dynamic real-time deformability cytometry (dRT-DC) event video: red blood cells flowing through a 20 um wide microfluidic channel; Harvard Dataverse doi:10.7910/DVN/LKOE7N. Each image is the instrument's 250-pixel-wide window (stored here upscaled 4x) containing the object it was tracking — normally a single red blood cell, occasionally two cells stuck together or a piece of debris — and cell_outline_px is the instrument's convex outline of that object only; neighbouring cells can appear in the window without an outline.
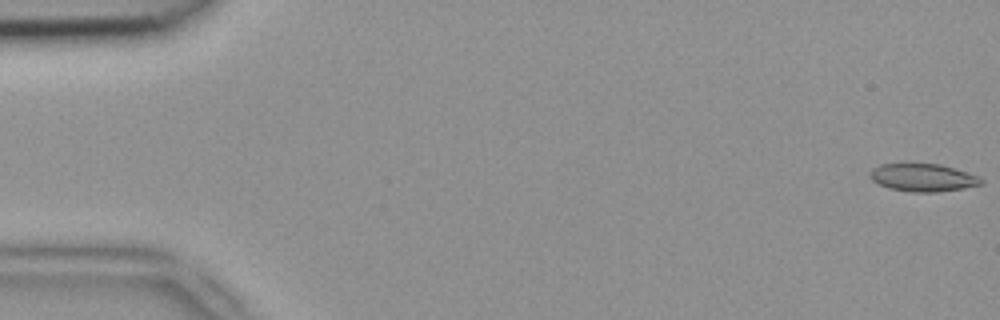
{"species": "common noctule bat (a hibernating species)", "species_latin": "Nyctalus noctula", "temperature_condition": "room temperature", "stored_images_in_passage": 10, "camera_frame_rate_fps": 3000, "um_per_image_px": 0.085, "animal": {"sex": "female", "body_mass_g": 18.4}, "frame": {"image": 1, "passage_image": 1, "time_ms": 0.0, "image_size_px": [1000, 320], "cell_outline_px": [[984, 184], [964, 188], [936, 192], [912, 192], [888, 188], [872, 180], [868, 176], [868, 172], [872, 168], [880, 164], [940, 164], [976, 176], [984, 180]], "centroid_in_image_um": [78.4, 15.1], "position_along_channel_um": 6.6, "area_um2": 17.86}}